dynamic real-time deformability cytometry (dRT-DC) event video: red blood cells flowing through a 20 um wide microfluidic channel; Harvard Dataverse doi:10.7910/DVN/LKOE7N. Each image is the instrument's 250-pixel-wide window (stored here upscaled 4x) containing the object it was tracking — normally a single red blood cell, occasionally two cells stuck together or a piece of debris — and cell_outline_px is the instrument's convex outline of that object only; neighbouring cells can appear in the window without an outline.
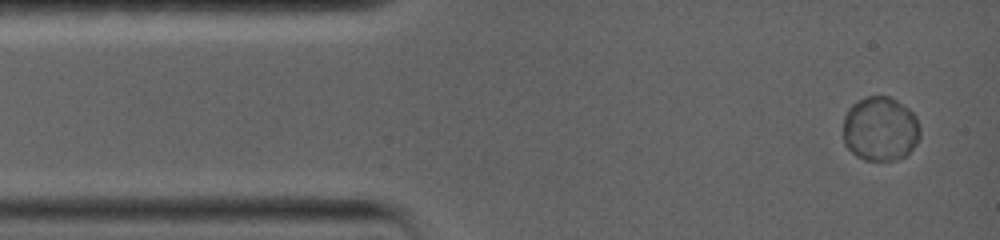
{"species": "common noctule bat (a hibernating species)", "species_latin": "Nyctalus noctula", "temperature_condition": "warm", "stored_images_in_passage": 16, "camera_frame_rate_fps": 5000, "um_per_image_px": 0.085, "animal": {"sex": "female", "body_mass_g": 19.0, "forearm_length_mm": 56.7}, "frame": {"image": 1, "passage_image": 2, "time_ms": 0.6, "image_size_px": [1000, 240], "cell_outline_px": [[920, 136], [916, 144], [904, 156], [896, 160], [864, 160], [856, 156], [844, 144], [844, 116], [848, 108], [852, 104], [868, 96], [888, 96], [896, 100], [908, 108], [916, 116], [920, 128]], "centroid_in_image_um": [74.82, 10.96], "position_along_channel_um": 10.2, "area_um2": 28.9}}
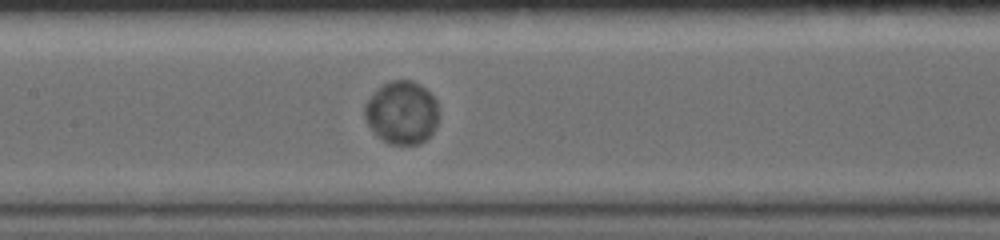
{"frame": {"image": 2, "passage_image": 12, "time_ms": 7.0, "image_size_px": [1000, 240], "cell_outline_px": [[436, 124], [432, 132], [420, 144], [388, 144], [376, 136], [368, 124], [364, 116], [364, 104], [384, 84], [392, 80], [412, 80], [420, 84], [436, 100]], "centroid_in_image_um": [34.12, 9.59], "position_along_channel_um": 173.3, "area_um2": 26.82}}
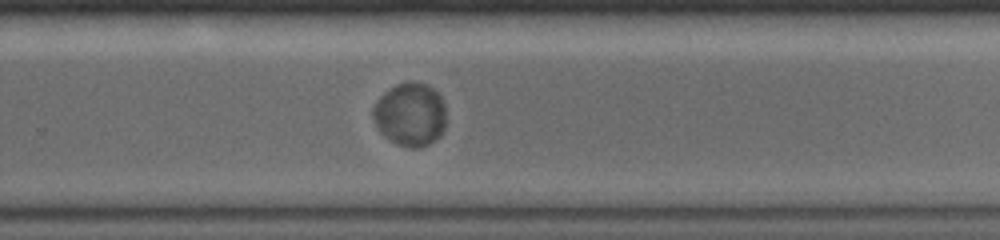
{"frame": {"image": 3, "passage_image": 16, "time_ms": 10.4, "image_size_px": [1000, 240], "cell_outline_px": [[444, 128], [440, 136], [428, 144], [416, 148], [408, 148], [396, 144], [388, 140], [380, 132], [372, 116], [372, 108], [376, 100], [388, 88], [396, 84], [408, 80], [428, 84], [440, 96], [444, 104]], "centroid_in_image_um": [34.83, 9.71], "position_along_channel_um": 295.0, "area_um2": 27.28}}